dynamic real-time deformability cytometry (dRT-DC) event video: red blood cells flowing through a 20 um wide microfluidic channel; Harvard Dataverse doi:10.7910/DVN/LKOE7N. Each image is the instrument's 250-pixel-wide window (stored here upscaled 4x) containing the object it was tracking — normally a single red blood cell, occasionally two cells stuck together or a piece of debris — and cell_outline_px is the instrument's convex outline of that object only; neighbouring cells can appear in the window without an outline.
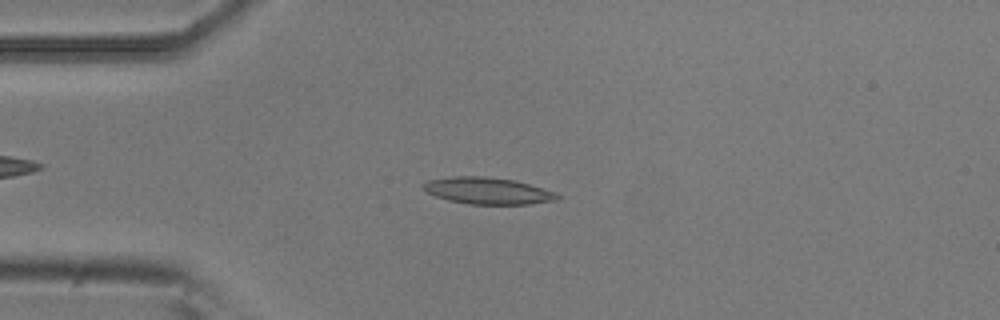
{"species": "common noctule bat (a hibernating species)", "species_latin": "Nyctalus noctula", "temperature_condition": "room temperature", "stored_images_in_passage": 46, "camera_frame_rate_fps": 3000, "um_per_image_px": 0.085, "animal": {"sex": "male", "body_mass_g": 20.5, "forearm_length_mm": 52.5}, "frame": {"image": 1, "passage_image": 6, "time_ms": 1.667, "image_size_px": [1000, 320], "cell_outline_px": [[560, 196], [556, 200], [528, 204], [468, 204], [448, 200], [436, 196], [428, 192], [420, 184], [428, 180], [452, 176], [484, 176], [516, 180], [556, 192]], "centroid_in_image_um": [41.45, 16.21], "position_along_channel_um": 43.6, "area_um2": 20.87}}
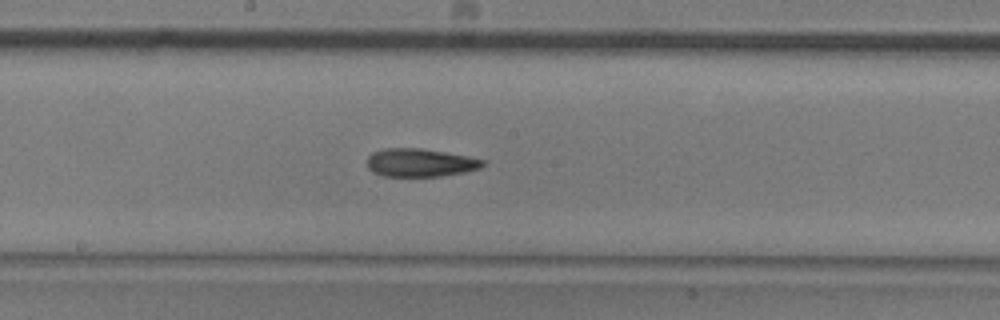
{"frame": {"image": 2, "passage_image": 21, "time_ms": 6.667, "image_size_px": [1000, 320], "cell_outline_px": [[488, 160], [480, 168], [464, 172], [440, 176], [384, 176], [372, 172], [368, 168], [368, 156], [372, 152], [384, 148], [420, 148], [444, 152]], "centroid_in_image_um": [35.71, 13.82], "position_along_channel_um": 212.5, "area_um2": 18.96}}
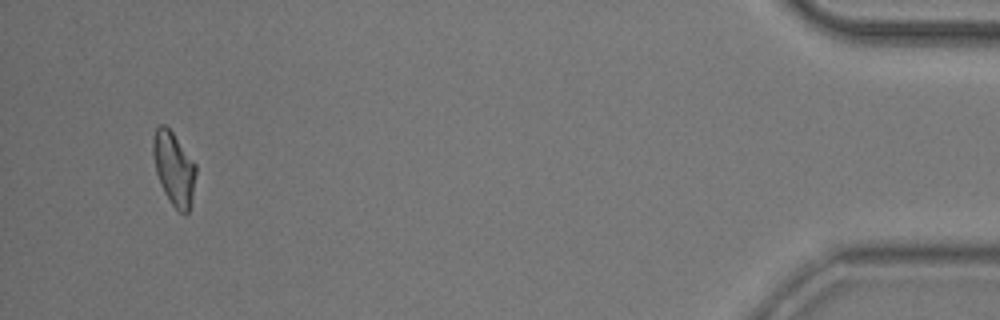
{"frame": {"image": 3, "passage_image": 44, "time_ms": 14.333, "image_size_px": [1000, 320], "cell_outline_px": [[196, 172], [192, 196], [188, 212], [184, 216], [172, 204], [164, 192], [156, 172], [152, 152], [152, 140], [156, 128], [160, 124], [164, 124], [172, 132], [196, 164]], "centroid_in_image_um": [14.77, 14.31], "position_along_channel_um": 420.4, "area_um2": 18.09}, "authors_computed_cell_mechanics": {"area_um2": 19.0451, "velocity_mm_per_s": 3.7329, "shape_relaxation_time_tau1_ms": 9.1616, "shape_relaxation_time_tau2_ms": 7.2974, "deformation_change_tau1": 0.209, "deformation_change_tau2": 0.1749}}